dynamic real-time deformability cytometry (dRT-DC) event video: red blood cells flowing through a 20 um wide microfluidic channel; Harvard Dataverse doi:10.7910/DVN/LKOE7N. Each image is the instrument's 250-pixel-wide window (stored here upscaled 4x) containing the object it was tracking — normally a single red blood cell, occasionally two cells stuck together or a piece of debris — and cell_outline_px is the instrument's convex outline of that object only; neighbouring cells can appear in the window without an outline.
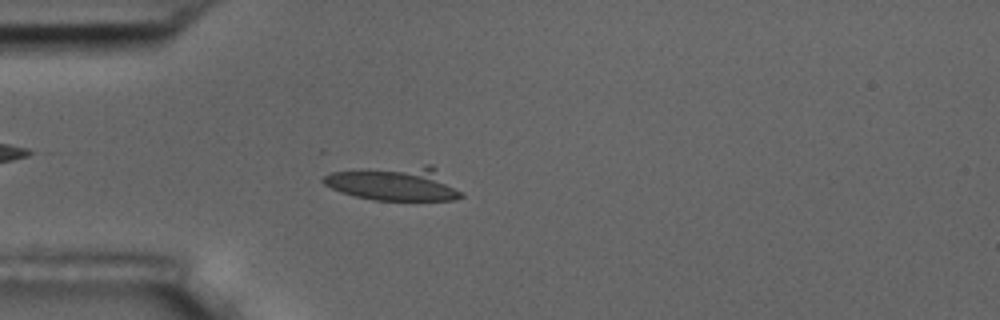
{"species": "common noctule bat (a hibernating species)", "species_latin": "Nyctalus noctula", "temperature_condition": "room temperature", "stored_images_in_passage": 3, "camera_frame_rate_fps": 3000, "um_per_image_px": 0.085, "animal": {"sex": "male", "body_mass_g": 17.5, "forearm_length_mm": 52.3}, "frame": {"image": 1, "passage_image": 3, "time_ms": 2.333, "image_size_px": [1000, 320], "cell_outline_px": [[464, 196], [452, 200], [376, 200], [356, 196], [340, 192], [324, 184], [320, 180], [324, 176], [332, 172], [424, 164], [432, 164]], "centroid_in_image_um": [33.53, 15.6], "position_along_channel_um": 51.5, "area_um2": 27.05}}